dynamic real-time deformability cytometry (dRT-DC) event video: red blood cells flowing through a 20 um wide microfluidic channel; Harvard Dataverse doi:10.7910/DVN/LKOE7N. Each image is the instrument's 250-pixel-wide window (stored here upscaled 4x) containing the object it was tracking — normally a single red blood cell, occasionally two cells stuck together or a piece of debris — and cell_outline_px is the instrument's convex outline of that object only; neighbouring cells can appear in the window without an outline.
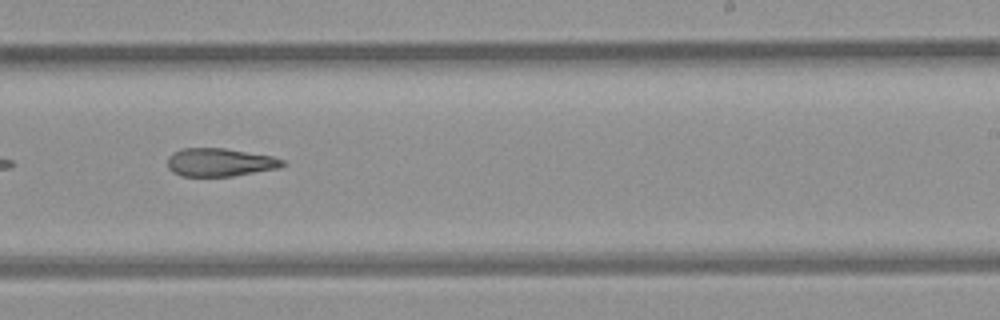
{"species": "common noctule bat (a hibernating species)", "species_latin": "Nyctalus noctula", "temperature_condition": "room temperature", "stored_images_in_passage": 35, "camera_frame_rate_fps": 3000, "um_per_image_px": 0.085, "animal": {"sex": "female", "body_mass_g": 21.9}, "frame": {"image": 1, "passage_image": 30, "time_ms": 9.667, "image_size_px": [1000, 320], "cell_outline_px": [[288, 164], [280, 168], [232, 176], [180, 176], [172, 172], [168, 168], [168, 156], [172, 152], [180, 148], [224, 148], [272, 156], [284, 160]], "centroid_in_image_um": [18.68, 13.79], "position_along_channel_um": 270.3, "area_um2": 19.07}}